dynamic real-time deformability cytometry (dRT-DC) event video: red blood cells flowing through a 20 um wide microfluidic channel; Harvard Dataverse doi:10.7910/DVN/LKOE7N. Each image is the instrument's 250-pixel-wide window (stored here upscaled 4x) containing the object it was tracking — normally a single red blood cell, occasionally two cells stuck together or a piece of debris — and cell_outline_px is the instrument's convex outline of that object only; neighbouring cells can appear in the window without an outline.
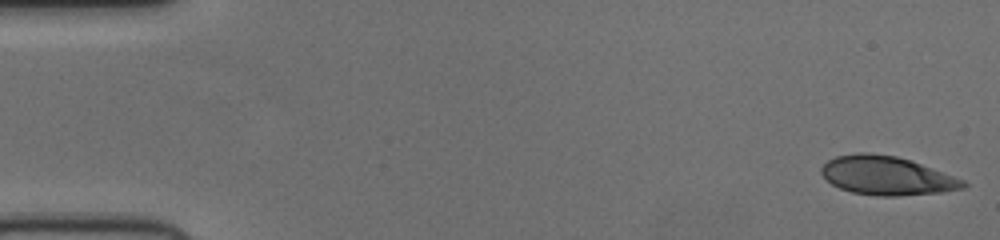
{"species": "human", "species_latin": "Homo sapiens", "temperature_condition": "cold", "stored_images_in_passage": 51, "camera_frame_rate_fps": 3000, "um_per_image_px": 0.085, "donor": {"sex": "female"}, "frame": {"image": 1, "passage_image": 1, "time_ms": 0.0, "image_size_px": [1000, 240], "cell_outline_px": [[968, 184], [964, 188], [940, 192], [896, 196], [876, 196], [852, 192], [840, 188], [832, 184], [820, 172], [820, 168], [828, 160], [836, 156], [860, 152], [868, 152], [896, 156], [920, 164], [964, 180]], "centroid_in_image_um": [75.34, 14.93], "position_along_channel_um": 9.7, "area_um2": 31.67}}
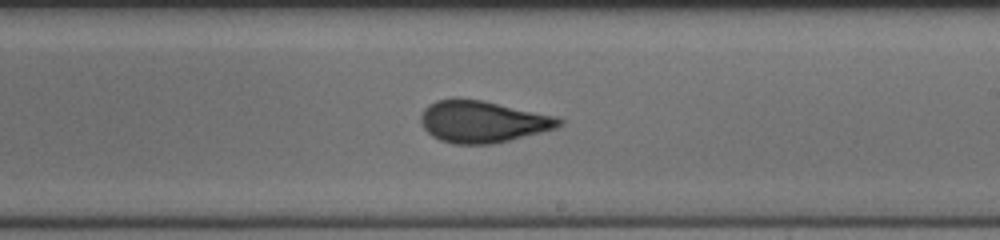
{"frame": {"image": 2, "passage_image": 30, "time_ms": 9.667, "image_size_px": [1000, 240], "cell_outline_px": [[564, 124], [556, 128], [492, 144], [452, 144], [440, 140], [432, 136], [424, 128], [420, 120], [420, 116], [424, 108], [428, 104], [436, 100], [456, 96], [484, 100], [556, 116], [564, 120]], "centroid_in_image_um": [40.99, 10.31], "position_along_channel_um": 248.0, "area_um2": 34.1}}
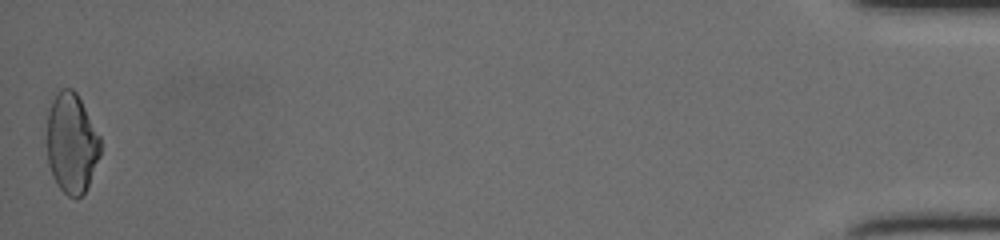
{"frame": {"image": 3, "passage_image": 51, "time_ms": 16.667, "image_size_px": [1000, 240], "cell_outline_px": [[100, 156], [88, 184], [84, 192], [76, 200], [68, 196], [56, 184], [52, 176], [48, 164], [48, 108], [56, 92], [60, 88], [72, 88], [76, 92], [100, 136]], "centroid_in_image_um": [6.08, 12.17], "position_along_channel_um": 429.1, "area_um2": 31.15}}